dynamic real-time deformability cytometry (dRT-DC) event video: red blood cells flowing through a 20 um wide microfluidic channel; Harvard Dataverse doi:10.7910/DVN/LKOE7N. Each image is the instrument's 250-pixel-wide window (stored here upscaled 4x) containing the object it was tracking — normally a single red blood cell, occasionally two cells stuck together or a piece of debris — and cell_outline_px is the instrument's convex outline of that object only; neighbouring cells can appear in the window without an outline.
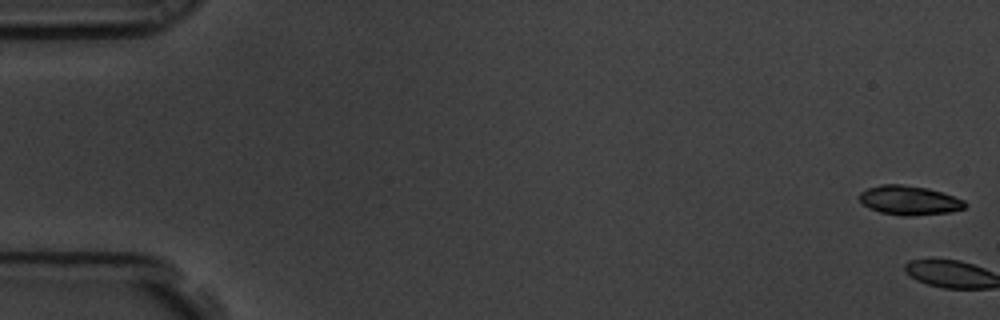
{"species": "common noctule bat (a hibernating species)", "species_latin": "Nyctalus noctula", "temperature_condition": "room temperature", "stored_images_in_passage": 3, "camera_frame_rate_fps": 3000, "um_per_image_px": 0.085, "animal": {"sex": "male", "body_mass_g": 19.5, "forearm_length_mm": 54.6}, "frame": {"image": 1, "passage_image": 1, "time_ms": 0.0, "image_size_px": [1000, 320], "cell_outline_px": [[968, 204], [964, 208], [948, 212], [912, 216], [900, 216], [880, 212], [868, 208], [860, 204], [860, 192], [868, 188], [880, 184], [900, 184], [928, 188], [964, 200]], "centroid_in_image_um": [77.24, 17.03], "position_along_channel_um": 7.8, "area_um2": 18.03}}